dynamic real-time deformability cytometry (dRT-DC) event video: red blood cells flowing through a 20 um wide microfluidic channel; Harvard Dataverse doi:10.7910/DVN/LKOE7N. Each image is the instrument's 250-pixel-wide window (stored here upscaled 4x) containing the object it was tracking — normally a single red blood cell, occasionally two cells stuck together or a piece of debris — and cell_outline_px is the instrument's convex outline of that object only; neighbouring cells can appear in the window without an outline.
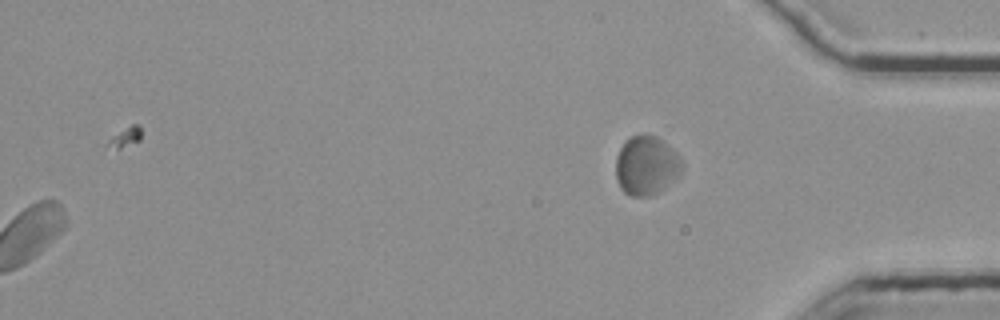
{"species": "common noctule bat (a hibernating species)", "species_latin": "Nyctalus noctula", "temperature_condition": "room temperature", "stored_images_in_passage": 43, "segment_of_instrument_passage": [2, 2], "camera_frame_rate_fps": 3000, "um_per_image_px": 0.085, "animal": {"sex": "female", "body_mass_g": 25.1}, "frame": {"image": 1, "passage_image": 43, "time_ms": 14.0, "image_size_px": [1000, 320], "cell_outline_px": [[684, 168], [680, 176], [664, 188], [648, 196], [632, 196], [624, 192], [620, 188], [616, 176], [616, 156], [624, 140], [632, 136], [644, 132], [656, 136], [664, 140], [680, 156], [684, 164]], "centroid_in_image_um": [54.97, 14.03], "position_along_channel_um": 380.2, "area_um2": 23.35}}